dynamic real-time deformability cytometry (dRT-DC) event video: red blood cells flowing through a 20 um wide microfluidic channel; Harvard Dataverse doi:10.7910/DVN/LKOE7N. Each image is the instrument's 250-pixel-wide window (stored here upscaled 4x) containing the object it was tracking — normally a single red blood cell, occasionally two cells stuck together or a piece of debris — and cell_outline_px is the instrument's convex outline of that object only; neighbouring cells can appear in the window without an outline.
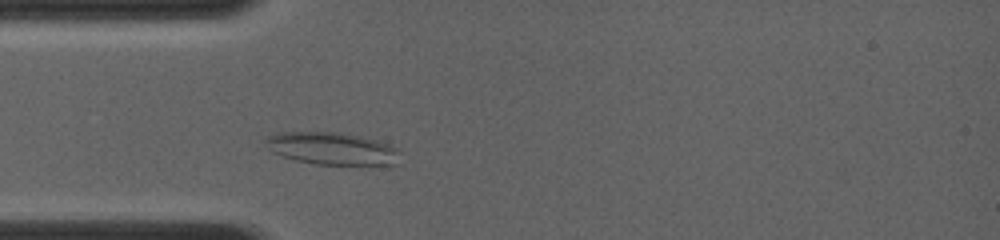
{"species": "common noctule bat (a hibernating species)", "species_latin": "Nyctalus noctula", "temperature_condition": "room temperature", "stored_images_in_passage": 3, "camera_frame_rate_fps": 4000, "um_per_image_px": 0.085, "animal": {"sex": "female", "body_mass_g": 19.0, "forearm_length_mm": 56.7}, "frame": {"image": 1, "passage_image": 3, "time_ms": 1.25, "image_size_px": [1000, 240], "cell_outline_px": [[396, 164], [316, 164], [296, 160], [280, 156], [272, 152], [264, 144], [264, 140], [268, 136], [276, 132], [344, 132], [376, 140], [388, 144], [396, 148]], "centroid_in_image_um": [28.1, 12.6], "position_along_channel_um": 56.9, "area_um2": 25.14}}